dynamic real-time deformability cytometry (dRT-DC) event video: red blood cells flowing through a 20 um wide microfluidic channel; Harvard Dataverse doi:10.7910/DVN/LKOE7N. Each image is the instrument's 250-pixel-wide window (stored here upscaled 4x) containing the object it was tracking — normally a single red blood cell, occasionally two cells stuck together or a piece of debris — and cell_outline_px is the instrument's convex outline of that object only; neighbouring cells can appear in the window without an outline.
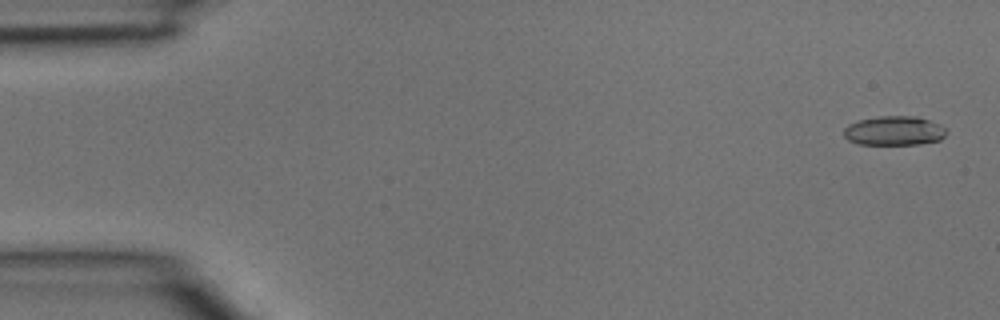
{"species": "common noctule bat (a hibernating species)", "species_latin": "Nyctalus noctula", "temperature_condition": "room temperature", "stored_images_in_passage": 5, "camera_frame_rate_fps": 3000, "um_per_image_px": 0.085, "animal": {"sex": "male", "body_mass_g": 15.6}, "frame": {"image": 1, "passage_image": 1, "time_ms": 0.0, "image_size_px": [1000, 320], "cell_outline_px": [[948, 132], [940, 140], [920, 144], [860, 144], [848, 140], [844, 136], [844, 128], [848, 124], [860, 120], [880, 116], [916, 116], [940, 124]], "centroid_in_image_um": [76.01, 11.11], "position_along_channel_um": 9.0, "area_um2": 17.46}}
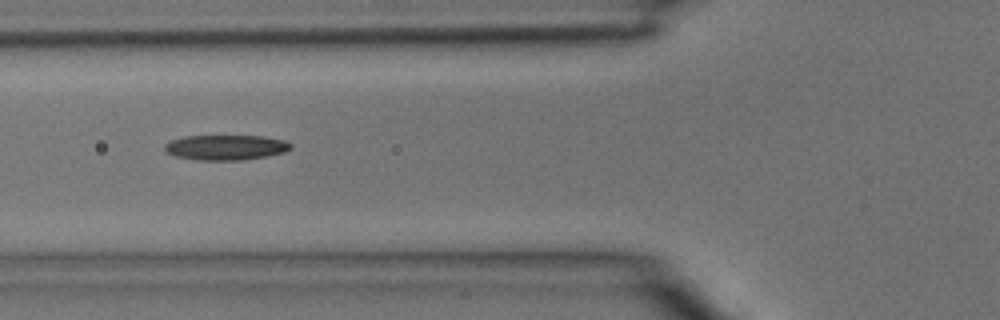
{"frame": {"image": 2, "passage_image": 5, "time_ms": 1.333, "image_size_px": [1000, 320], "cell_outline_px": [[292, 148], [284, 152], [268, 156], [240, 160], [196, 160], [176, 156], [164, 152], [164, 144], [172, 140], [184, 136], [264, 136], [284, 140], [292, 144]], "centroid_in_image_um": [19.18, 12.53], "position_along_channel_um": 106.6, "area_um2": 18.55}}